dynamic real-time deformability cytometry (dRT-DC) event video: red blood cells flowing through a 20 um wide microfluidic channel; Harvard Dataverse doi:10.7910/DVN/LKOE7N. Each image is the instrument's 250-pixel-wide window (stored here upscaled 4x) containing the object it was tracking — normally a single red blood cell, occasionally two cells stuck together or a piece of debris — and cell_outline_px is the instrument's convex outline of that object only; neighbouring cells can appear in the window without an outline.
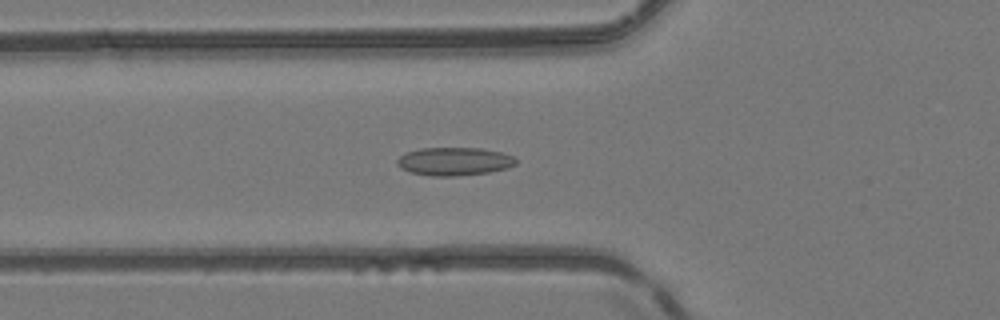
{"species": "common noctule bat (a hibernating species)", "species_latin": "Nyctalus noctula", "temperature_condition": "room temperature", "stored_images_in_passage": 44, "camera_frame_rate_fps": 3000, "um_per_image_px": 0.085, "animal": {"sex": "female", "body_mass_g": 24.6, "forearm_length_mm": 56.2}, "frame": {"image": 1, "passage_image": 11, "time_ms": 3.333, "image_size_px": [1000, 320], "cell_outline_px": [[516, 164], [508, 168], [488, 172], [456, 176], [432, 176], [408, 172], [400, 168], [396, 164], [396, 160], [404, 152], [420, 148], [480, 148], [500, 152], [512, 156], [516, 160]], "centroid_in_image_um": [38.55, 13.72], "position_along_channel_um": 87.2, "area_um2": 19.59}}
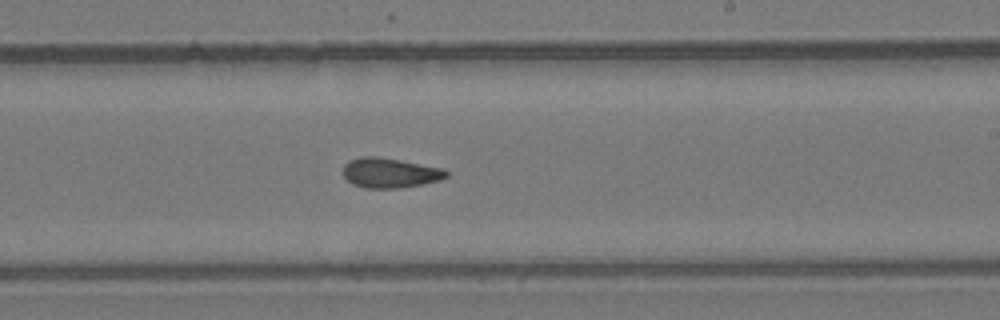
{"frame": {"image": 2, "passage_image": 23, "time_ms": 7.333, "image_size_px": [1000, 320], "cell_outline_px": [[448, 176], [440, 180], [424, 184], [400, 188], [364, 188], [352, 184], [344, 176], [344, 164], [348, 160], [360, 156], [376, 156], [400, 160], [444, 168], [448, 172]], "centroid_in_image_um": [33.15, 14.69], "position_along_channel_um": 255.9, "area_um2": 18.15}}
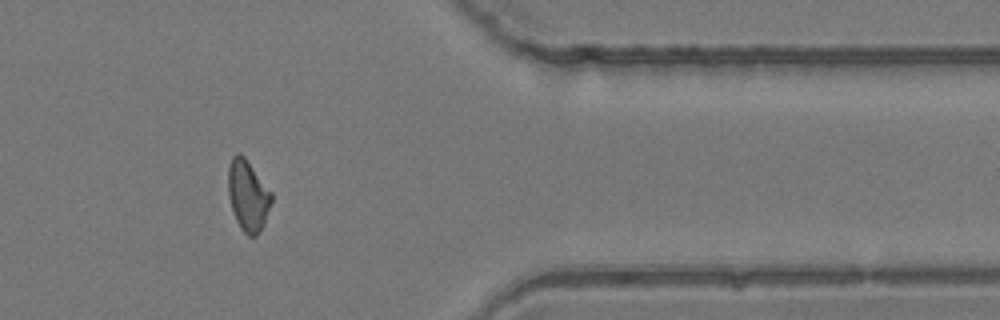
{"frame": {"image": 3, "passage_image": 34, "time_ms": 11.0, "image_size_px": [1000, 320], "cell_outline_px": [[272, 200], [264, 224], [256, 236], [248, 236], [240, 228], [236, 220], [228, 196], [228, 168], [232, 156], [236, 152], [240, 152], [244, 156], [272, 192]], "centroid_in_image_um": [21.06, 16.6], "position_along_channel_um": 390.3, "area_um2": 17.92}, "authors_computed_cell_mechanics": {"area_um2": 17.918, "velocity_mm_per_s": 4.1965, "shape_relaxation_time_tau1_ms": null, "shape_relaxation_time_tau2_ms": 3.5088, "deformation_change_tau1": null, "deformation_change_tau2": 0.0963}}